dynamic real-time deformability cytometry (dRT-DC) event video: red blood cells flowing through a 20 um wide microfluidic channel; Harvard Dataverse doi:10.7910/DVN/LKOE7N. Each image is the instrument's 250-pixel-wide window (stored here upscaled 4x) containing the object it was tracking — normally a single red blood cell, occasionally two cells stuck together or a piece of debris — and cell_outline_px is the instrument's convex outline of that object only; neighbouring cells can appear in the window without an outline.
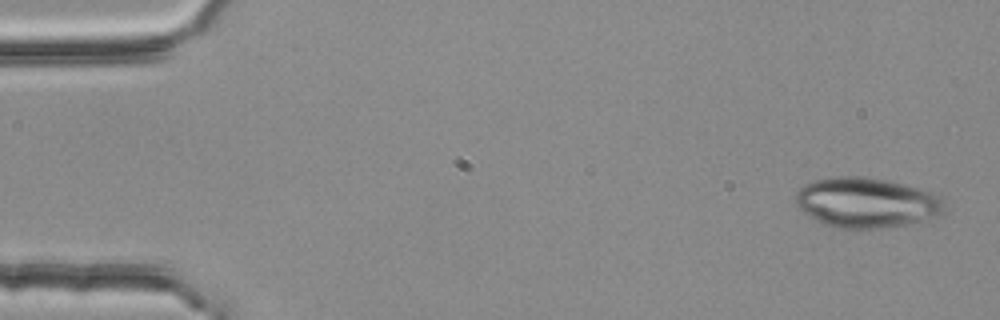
{"species": "common noctule bat (a hibernating species)", "species_latin": "Nyctalus noctula", "temperature_condition": "room temperature", "stored_images_in_passage": 3, "camera_frame_rate_fps": 3000, "um_per_image_px": 0.085, "animal": {"sex": "female", "body_mass_g": 25.1}, "frame": {"image": 1, "passage_image": 1, "time_ms": 0.0, "image_size_px": [1000, 320], "cell_outline_px": [[944, 212], [924, 224], [884, 228], [836, 228], [824, 224], [816, 220], [804, 212], [796, 204], [796, 192], [804, 184], [812, 180], [836, 176], [868, 176], [888, 180], [916, 188], [940, 196], [944, 208]], "centroid_in_image_um": [73.68, 17.24], "position_along_channel_um": 11.3, "area_um2": 44.04}}